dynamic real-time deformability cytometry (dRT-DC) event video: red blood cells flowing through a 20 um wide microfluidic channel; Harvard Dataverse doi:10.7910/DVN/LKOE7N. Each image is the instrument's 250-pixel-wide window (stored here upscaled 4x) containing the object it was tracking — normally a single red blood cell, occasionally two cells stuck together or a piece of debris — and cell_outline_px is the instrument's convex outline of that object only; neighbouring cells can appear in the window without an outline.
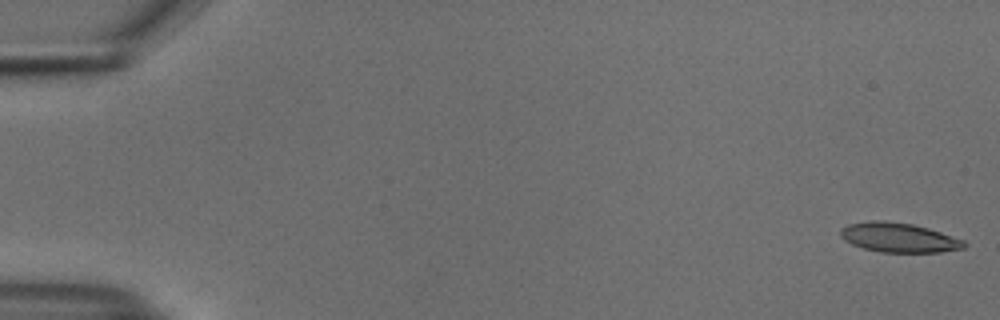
{"species": "common noctule bat (a hibernating species)", "species_latin": "Nyctalus noctula", "temperature_condition": "cold", "stored_images_in_passage": 11, "camera_frame_rate_fps": 3000, "um_per_image_px": 0.085, "animal": {"sex": "male", "body_mass_g": 18.8}, "frame": {"image": 1, "passage_image": 1, "time_ms": 0.0, "image_size_px": [1000, 320], "cell_outline_px": [[968, 244], [964, 248], [940, 252], [880, 252], [864, 248], [852, 244], [844, 240], [840, 236], [840, 228], [848, 224], [872, 220], [884, 220], [912, 224], [928, 228], [964, 240]], "centroid_in_image_um": [76.38, 20.19], "position_along_channel_um": 8.6, "area_um2": 21.27}}